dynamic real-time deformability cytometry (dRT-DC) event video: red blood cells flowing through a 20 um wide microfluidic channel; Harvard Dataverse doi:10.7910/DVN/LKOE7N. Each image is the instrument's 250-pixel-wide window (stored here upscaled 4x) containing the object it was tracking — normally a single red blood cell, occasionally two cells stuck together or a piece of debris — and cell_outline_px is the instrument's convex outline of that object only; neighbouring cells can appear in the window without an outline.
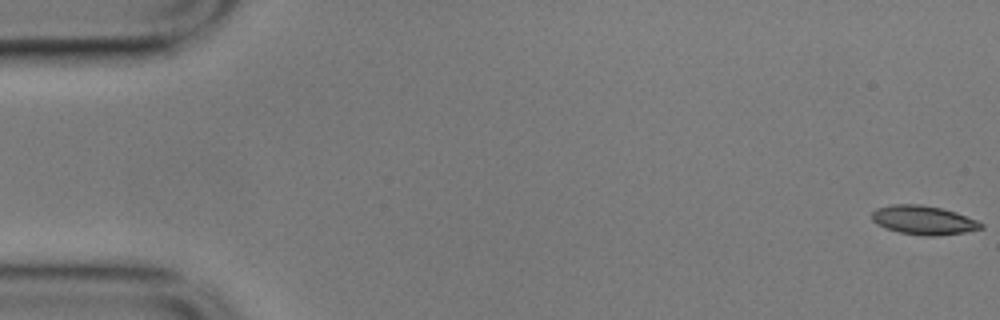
{"species": "common noctule bat (a hibernating species)", "species_latin": "Nyctalus noctula", "temperature_condition": "cold", "stored_images_in_passage": 57, "camera_frame_rate_fps": 3000, "um_per_image_px": 0.085, "animal": {"sex": "male", "body_mass_g": 17.9}, "frame": {"image": 1, "passage_image": 1, "time_ms": 0.0, "image_size_px": [1000, 320], "cell_outline_px": [[984, 228], [964, 232], [936, 236], [924, 236], [900, 232], [876, 224], [872, 220], [872, 212], [876, 208], [892, 204], [920, 204], [940, 208], [956, 212], [976, 220], [984, 224]], "centroid_in_image_um": [78.5, 18.7], "position_along_channel_um": 6.5, "area_um2": 18.32}}
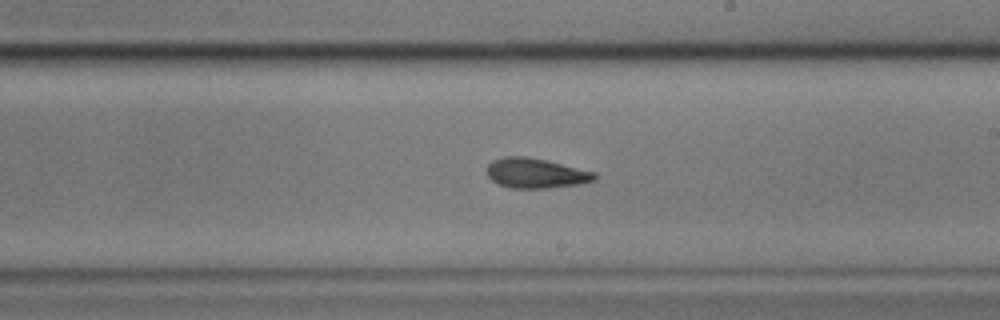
{"frame": {"image": 2, "passage_image": 33, "time_ms": 10.667, "image_size_px": [1000, 320], "cell_outline_px": [[596, 180], [580, 184], [548, 188], [512, 188], [496, 184], [488, 176], [488, 164], [492, 160], [504, 156], [524, 156], [548, 160], [596, 172]], "centroid_in_image_um": [45.55, 14.72], "position_along_channel_um": 243.4, "area_um2": 18.96}}
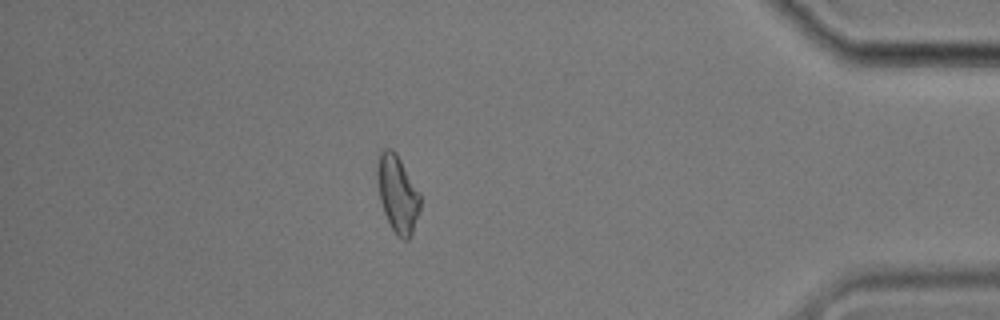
{"frame": {"image": 3, "passage_image": 50, "time_ms": 16.333, "image_size_px": [1000, 320], "cell_outline_px": [[420, 208], [412, 236], [408, 240], [404, 240], [396, 236], [384, 212], [380, 200], [376, 180], [376, 164], [380, 148], [392, 148], [396, 152], [420, 192]], "centroid_in_image_um": [33.77, 16.44], "position_along_channel_um": 401.4, "area_um2": 19.77}, "authors_computed_cell_mechanics": {"area_um2": 18.785, "velocity_mm_per_s": 3.5234, "shape_relaxation_time_tau1_ms": 6.0994, "shape_relaxation_time_tau2_ms": 3.4503, "deformation_change_tau1": 0.1273, "deformation_change_tau2": 0.1084}}